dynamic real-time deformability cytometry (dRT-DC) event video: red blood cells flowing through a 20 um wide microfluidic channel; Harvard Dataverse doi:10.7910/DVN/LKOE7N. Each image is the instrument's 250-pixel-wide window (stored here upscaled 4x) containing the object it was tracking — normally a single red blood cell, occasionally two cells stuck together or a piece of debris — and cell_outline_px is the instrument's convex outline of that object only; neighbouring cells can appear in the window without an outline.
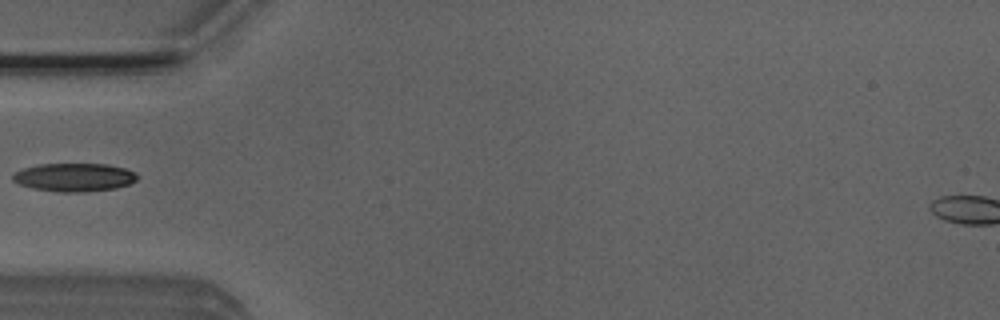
{"species": "Egyptian fruit bat (a non-hibernating species)", "species_latin": "Rousettus aegyptiacus", "temperature_condition": "room temperature", "stored_images_in_passage": 2, "camera_frame_rate_fps": 3000, "um_per_image_px": 0.085, "animal": {"sex": "male"}, "frame": {"image": 1, "passage_image": 2, "time_ms": 0.333, "image_size_px": [1000, 320], "cell_outline_px": [[140, 176], [136, 180], [128, 184], [116, 188], [88, 192], [56, 192], [32, 188], [20, 184], [12, 180], [12, 176], [16, 172], [24, 168], [36, 164], [108, 164], [124, 168], [136, 172]], "centroid_in_image_um": [6.33, 15.07], "position_along_channel_um": 78.7, "area_um2": 20.69}}